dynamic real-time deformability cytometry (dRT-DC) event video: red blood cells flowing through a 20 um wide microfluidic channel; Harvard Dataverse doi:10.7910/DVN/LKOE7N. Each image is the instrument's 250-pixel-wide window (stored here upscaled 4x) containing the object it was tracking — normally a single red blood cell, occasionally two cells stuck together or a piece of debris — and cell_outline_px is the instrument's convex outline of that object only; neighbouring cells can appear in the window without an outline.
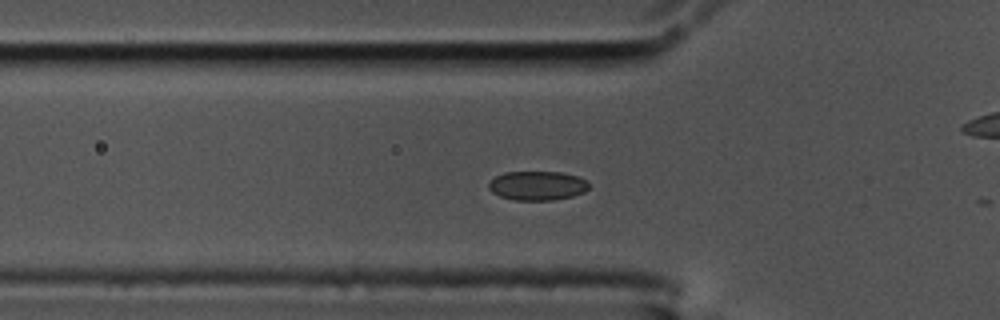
{"species": "common noctule bat (a hibernating species)", "species_latin": "Nyctalus noctula", "temperature_condition": "cold", "stored_images_in_passage": 3, "camera_frame_rate_fps": 3000, "um_per_image_px": 0.085, "animal": {"sex": "male", "body_mass_g": 17.5, "forearm_length_mm": 52.3}, "frame": {"image": 1, "passage_image": 2, "time_ms": 0.333, "image_size_px": [1000, 320], "cell_outline_px": [[588, 188], [584, 192], [572, 196], [552, 200], [512, 200], [500, 196], [492, 192], [488, 188], [488, 184], [496, 176], [504, 172], [560, 172], [576, 176], [588, 180]], "centroid_in_image_um": [45.66, 15.78], "position_along_channel_um": 80.1, "area_um2": 16.99}}